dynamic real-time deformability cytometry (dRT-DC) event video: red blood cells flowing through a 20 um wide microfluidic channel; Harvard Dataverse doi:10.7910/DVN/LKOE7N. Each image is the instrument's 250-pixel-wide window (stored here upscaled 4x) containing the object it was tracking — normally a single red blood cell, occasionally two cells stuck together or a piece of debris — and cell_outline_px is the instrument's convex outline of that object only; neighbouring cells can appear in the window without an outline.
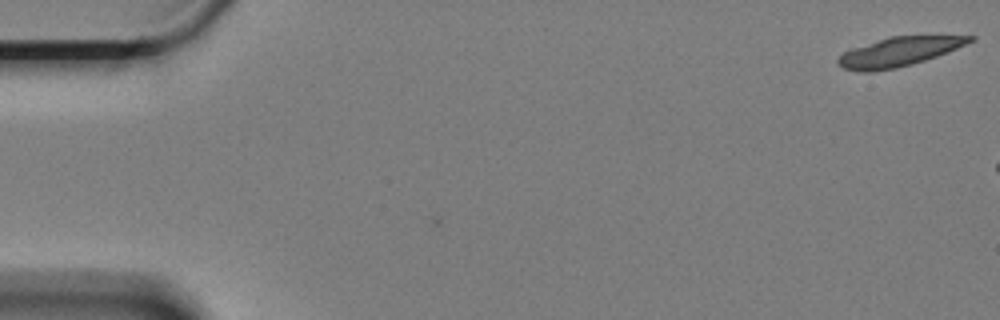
{"species": "Egyptian fruit bat (a non-hibernating species)", "species_latin": "Rousettus aegyptiacus", "temperature_condition": "cold", "stored_images_in_passage": 2, "camera_frame_rate_fps": 3000, "um_per_image_px": 0.085, "animal": {"sex": "female"}, "frame": {"image": 1, "passage_image": 2, "time_ms": 0.333, "image_size_px": [1000, 320], "cell_outline_px": [[976, 40], [936, 56], [912, 64], [896, 68], [872, 72], [860, 72], [844, 68], [836, 64], [836, 60], [848, 48], [888, 36], [976, 36]], "centroid_in_image_um": [76.33, 4.4], "position_along_channel_um": 8.7, "area_um2": 22.48}}